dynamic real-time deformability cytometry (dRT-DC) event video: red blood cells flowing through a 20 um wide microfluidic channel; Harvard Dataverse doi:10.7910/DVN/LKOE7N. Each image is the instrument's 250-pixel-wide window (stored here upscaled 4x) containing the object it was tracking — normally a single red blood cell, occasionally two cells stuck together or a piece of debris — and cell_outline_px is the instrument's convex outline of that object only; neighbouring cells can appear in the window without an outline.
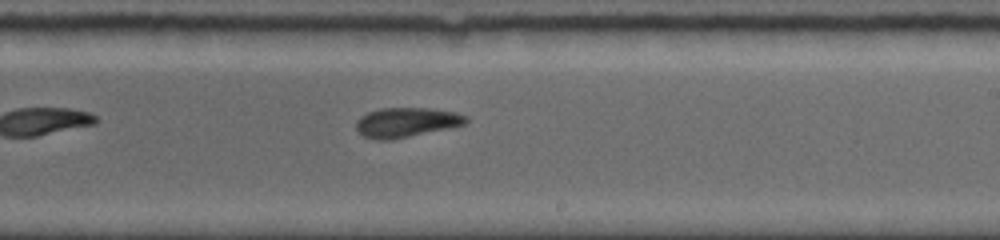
{"species": "common noctule bat (a hibernating species)", "species_latin": "Nyctalus noctula", "temperature_condition": "room temperature", "stored_images_in_passage": 15, "camera_frame_rate_fps": 5000, "um_per_image_px": 0.085, "animal": {"sex": "female", "body_mass_g": 19.0, "forearm_length_mm": 56.7}, "frame": {"image": 1, "passage_image": 9, "time_ms": 5.0, "image_size_px": [1000, 240], "cell_outline_px": [[468, 124], [452, 128], [392, 140], [376, 140], [364, 136], [356, 128], [356, 120], [360, 116], [368, 112], [380, 108], [428, 108], [456, 112], [468, 116]], "centroid_in_image_um": [34.58, 10.4], "position_along_channel_um": 254.4, "area_um2": 19.31}}